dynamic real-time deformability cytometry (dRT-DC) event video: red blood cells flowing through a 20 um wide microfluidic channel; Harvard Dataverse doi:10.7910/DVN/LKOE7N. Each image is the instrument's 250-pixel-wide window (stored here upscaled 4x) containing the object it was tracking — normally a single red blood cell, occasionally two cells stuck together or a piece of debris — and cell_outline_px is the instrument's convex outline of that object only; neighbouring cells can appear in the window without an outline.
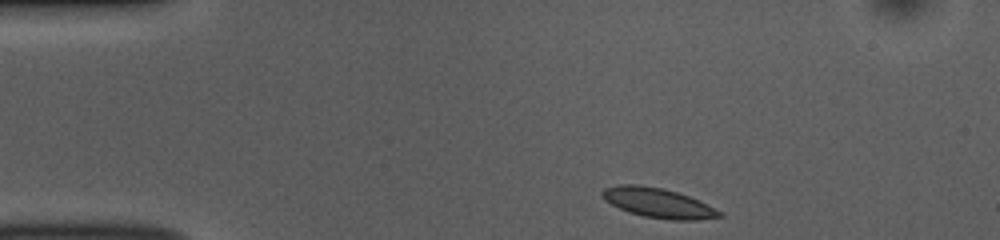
{"species": "common noctule bat (a hibernating species)", "species_latin": "Nyctalus noctula", "temperature_condition": "room temperature", "stored_images_in_passage": 44, "camera_frame_rate_fps": 3000, "um_per_image_px": 0.085, "animal": {"sex": "female", "body_mass_g": 10.0, "forearm_length_mm": 53.1}, "frame": {"image": 1, "passage_image": 1, "time_ms": 0.0, "image_size_px": [1000, 240], "cell_outline_px": [[724, 216], [700, 220], [672, 220], [644, 216], [628, 212], [604, 200], [600, 196], [600, 192], [604, 188], [620, 184], [640, 184], [664, 188], [688, 196], [724, 212]], "centroid_in_image_um": [55.93, 17.24], "position_along_channel_um": 29.1, "area_um2": 20.4}}
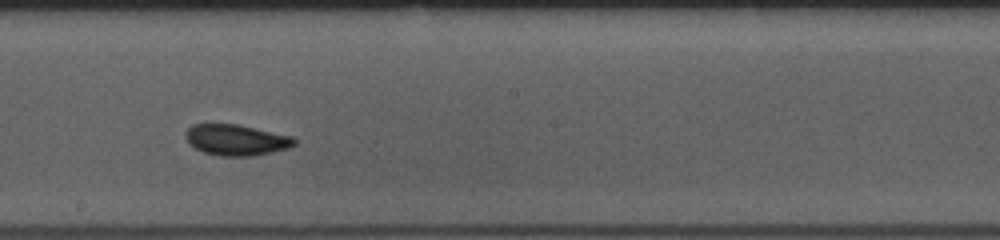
{"frame": {"image": 2, "passage_image": 21, "time_ms": 6.667, "image_size_px": [1000, 240], "cell_outline_px": [[296, 144], [292, 148], [252, 156], [220, 156], [204, 152], [196, 148], [188, 140], [188, 128], [192, 124], [240, 124], [292, 136], [296, 140]], "centroid_in_image_um": [20.17, 11.89], "position_along_channel_um": 228.0, "area_um2": 19.54}}
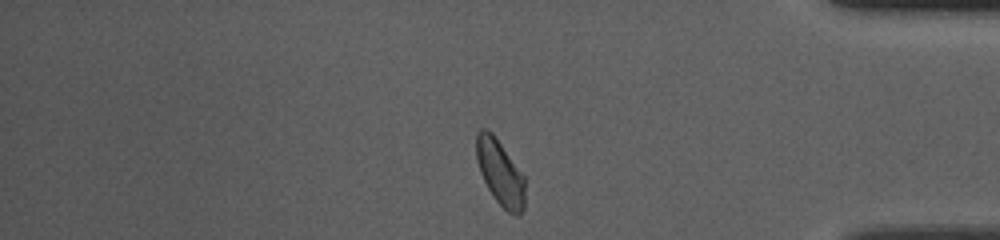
{"frame": {"image": 3, "passage_image": 36, "time_ms": 11.667, "image_size_px": [1000, 240], "cell_outline_px": [[524, 208], [520, 216], [516, 216], [508, 212], [496, 200], [488, 188], [480, 172], [476, 160], [476, 132], [480, 128], [488, 128], [492, 132], [524, 176]], "centroid_in_image_um": [42.49, 14.65], "position_along_channel_um": 392.7, "area_um2": 18.5}, "authors_computed_cell_mechanics": {"area_um2": 19.363, "velocity_mm_per_s": 3.7988, "shape_relaxation_time_tau1_ms": null, "shape_relaxation_time_tau2_ms": 2.4254, "deformation_change_tau1": null, "deformation_change_tau2": 0.0525}}